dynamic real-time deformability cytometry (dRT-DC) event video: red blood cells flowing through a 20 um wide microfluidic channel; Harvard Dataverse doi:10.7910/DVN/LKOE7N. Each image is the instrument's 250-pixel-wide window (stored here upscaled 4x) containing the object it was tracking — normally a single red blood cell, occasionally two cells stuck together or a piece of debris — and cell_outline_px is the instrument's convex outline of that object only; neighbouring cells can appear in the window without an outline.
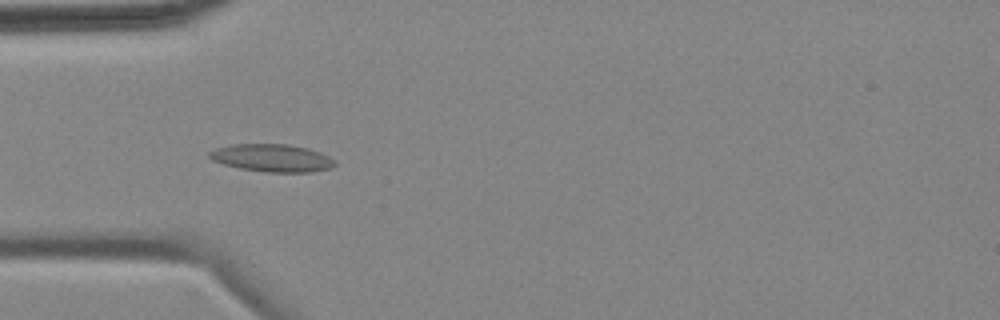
{"species": "common noctule bat (a hibernating species)", "species_latin": "Nyctalus noctula", "temperature_condition": "cold", "stored_images_in_passage": 4, "camera_frame_rate_fps": 3000, "um_per_image_px": 0.085, "animal": {"sex": "female", "body_mass_g": 18.4}, "frame": {"image": 1, "passage_image": 3, "time_ms": 2.333, "image_size_px": [1000, 320], "cell_outline_px": [[336, 164], [332, 168], [312, 172], [264, 172], [240, 168], [224, 164], [212, 160], [208, 156], [208, 152], [216, 148], [232, 144], [288, 144], [308, 148], [320, 152], [336, 160]], "centroid_in_image_um": [23.14, 13.42], "position_along_channel_um": 61.9, "area_um2": 20.35}}
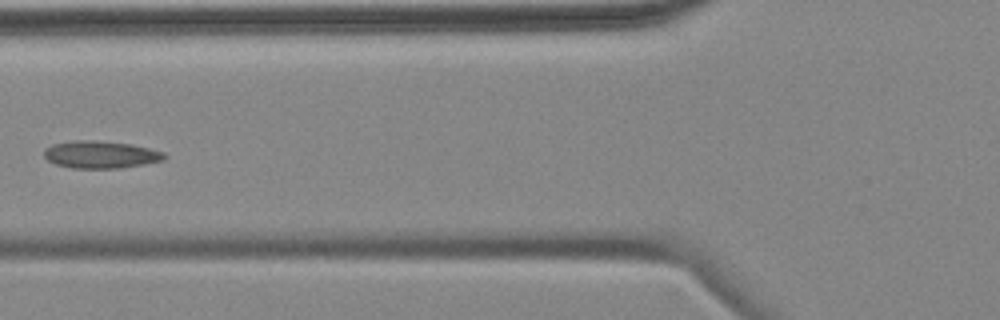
{"frame": {"image": 2, "passage_image": 4, "time_ms": 4.0, "image_size_px": [1000, 320], "cell_outline_px": [[168, 156], [164, 160], [144, 164], [120, 168], [72, 168], [56, 164], [48, 160], [44, 156], [44, 148], [52, 144], [72, 140], [96, 140], [132, 144], [164, 152]], "centroid_in_image_um": [8.55, 13.13], "position_along_channel_um": 117.2, "area_um2": 19.31}}